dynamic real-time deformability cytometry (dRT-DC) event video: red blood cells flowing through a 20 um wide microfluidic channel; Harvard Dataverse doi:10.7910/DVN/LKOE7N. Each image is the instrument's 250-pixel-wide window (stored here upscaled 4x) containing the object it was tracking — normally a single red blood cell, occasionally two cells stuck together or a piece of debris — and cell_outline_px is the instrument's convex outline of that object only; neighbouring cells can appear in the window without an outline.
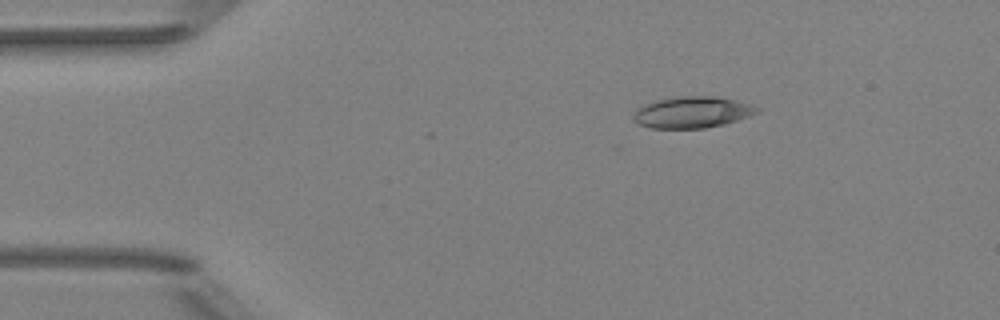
{"species": "Egyptian fruit bat (a non-hibernating species)", "species_latin": "Rousettus aegyptiacus", "temperature_condition": "room temperature", "stored_images_in_passage": 4, "camera_frame_rate_fps": 3000, "um_per_image_px": 0.085, "animal": {"sex": "female"}, "frame": {"image": 1, "passage_image": 2, "time_ms": 2.0, "image_size_px": [1000, 320], "cell_outline_px": [[760, 112], [724, 124], [704, 128], [652, 128], [640, 124], [632, 116], [636, 108], [644, 104], [656, 100], [676, 96], [712, 96], [752, 104], [760, 108]], "centroid_in_image_um": [58.83, 9.53], "position_along_channel_um": 26.2, "area_um2": 22.48}}
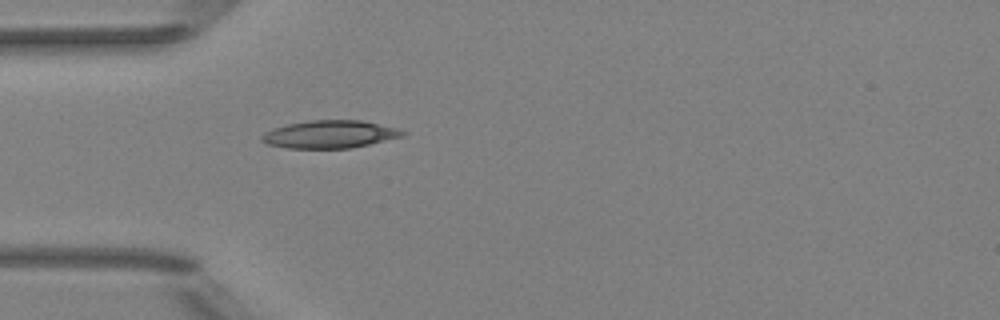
{"frame": {"image": 2, "passage_image": 4, "time_ms": 4.333, "image_size_px": [1000, 320], "cell_outline_px": [[408, 132], [400, 136], [368, 144], [348, 148], [288, 148], [268, 144], [260, 140], [260, 136], [264, 132], [272, 128], [288, 124], [308, 120], [360, 120], [396, 128]], "centroid_in_image_um": [27.96, 11.41], "position_along_channel_um": 57.0, "area_um2": 22.48}}